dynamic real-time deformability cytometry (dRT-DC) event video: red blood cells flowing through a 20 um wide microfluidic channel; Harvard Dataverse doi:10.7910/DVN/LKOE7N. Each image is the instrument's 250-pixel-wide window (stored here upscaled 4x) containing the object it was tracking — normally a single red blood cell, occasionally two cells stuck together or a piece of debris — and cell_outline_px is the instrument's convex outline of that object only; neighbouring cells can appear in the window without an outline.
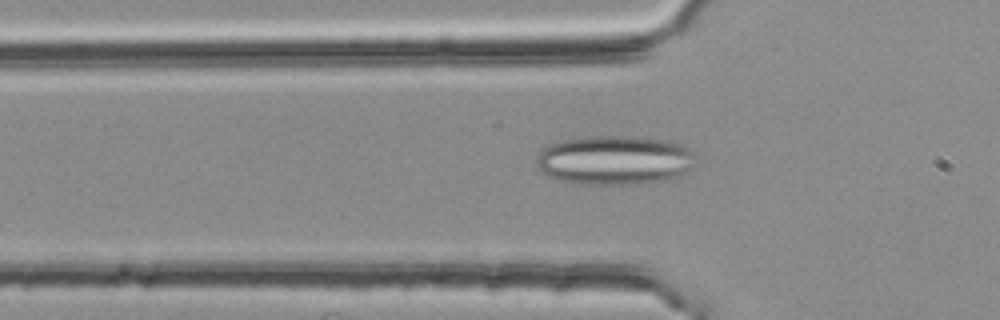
{"species": "common noctule bat (a hibernating species)", "species_latin": "Nyctalus noctula", "temperature_condition": "room temperature", "stored_images_in_passage": 51, "camera_frame_rate_fps": 3000, "um_per_image_px": 0.085, "animal": {"sex": "female", "body_mass_g": 25.1}, "frame": {"image": 1, "passage_image": 18, "time_ms": 5.667, "image_size_px": [1000, 320], "cell_outline_px": [[696, 156], [692, 168], [680, 176], [664, 180], [636, 184], [580, 184], [556, 180], [540, 172], [536, 168], [536, 156], [544, 148], [552, 144], [564, 140], [592, 136], [628, 136], [668, 140], [680, 144], [688, 148]], "centroid_in_image_um": [52.23, 13.62], "position_along_channel_um": 73.6, "area_um2": 46.01}}
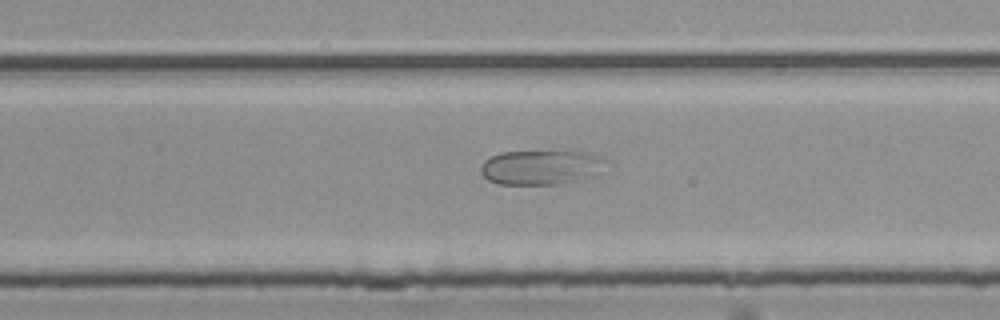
{"frame": {"image": 2, "passage_image": 35, "time_ms": 11.333, "image_size_px": [1000, 320], "cell_outline_px": [[608, 160], [580, 176], [572, 180], [556, 184], [500, 184], [488, 180], [480, 172], [480, 168], [484, 160], [500, 152], [592, 152]], "centroid_in_image_um": [45.78, 14.2], "position_along_channel_um": 284.0, "area_um2": 23.87}}
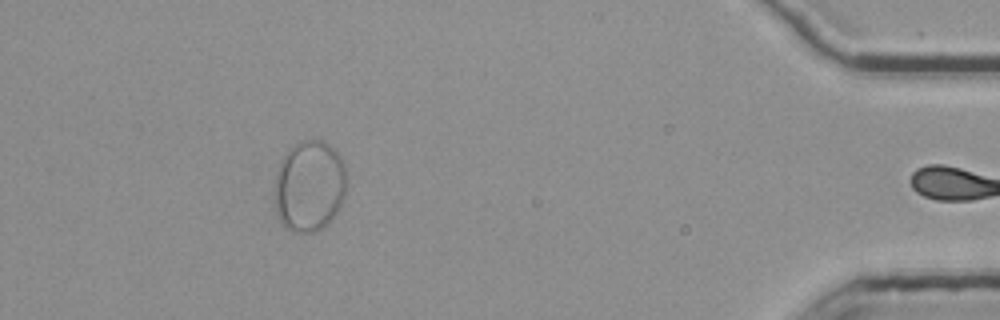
{"frame": {"image": 3, "passage_image": 50, "time_ms": 16.333, "image_size_px": [1000, 320], "cell_outline_px": [[348, 184], [344, 200], [332, 220], [328, 224], [312, 232], [292, 232], [284, 228], [276, 212], [276, 172], [280, 160], [300, 140], [324, 140], [340, 156], [344, 164], [348, 180]], "centroid_in_image_um": [26.34, 15.83], "position_along_channel_um": 408.9, "area_um2": 38.61}}